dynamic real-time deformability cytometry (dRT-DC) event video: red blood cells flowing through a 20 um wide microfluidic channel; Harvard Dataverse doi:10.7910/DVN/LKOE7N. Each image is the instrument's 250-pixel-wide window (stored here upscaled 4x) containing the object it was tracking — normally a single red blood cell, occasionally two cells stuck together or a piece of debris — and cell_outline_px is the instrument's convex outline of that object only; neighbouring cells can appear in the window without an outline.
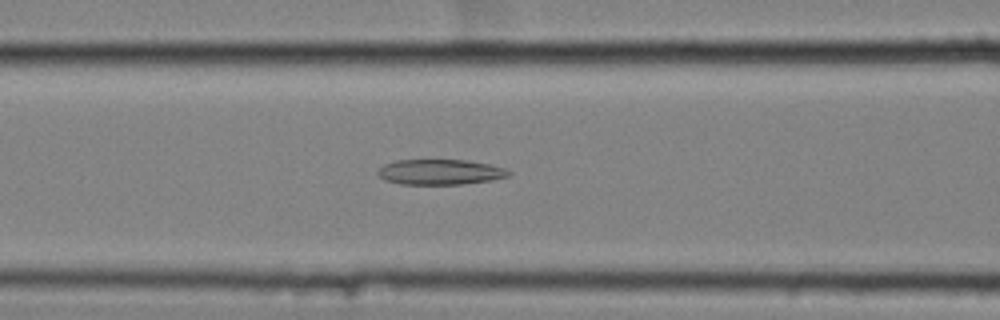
{"species": "common noctule bat (a hibernating species)", "species_latin": "Nyctalus noctula", "temperature_condition": "cold", "stored_images_in_passage": 56, "camera_frame_rate_fps": 3000, "um_per_image_px": 0.085, "animal": {"sex": "female", "body_mass_g": 25.1}, "frame": {"image": 1, "passage_image": 23, "time_ms": 7.333, "image_size_px": [1000, 320], "cell_outline_px": [[512, 172], [508, 176], [492, 180], [460, 184], [400, 184], [384, 180], [376, 172], [384, 164], [396, 160], [468, 160], [488, 164], [504, 168]], "centroid_in_image_um": [37.39, 14.62], "position_along_channel_um": 129.2, "area_um2": 19.25}}
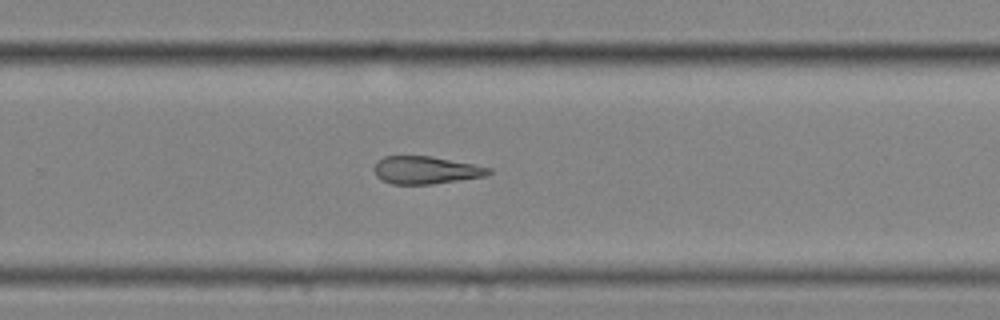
{"frame": {"image": 2, "passage_image": 37, "time_ms": 12.0, "image_size_px": [1000, 320], "cell_outline_px": [[492, 172], [488, 176], [432, 184], [392, 184], [380, 180], [376, 176], [376, 164], [384, 156], [432, 156], [492, 168]], "centroid_in_image_um": [36.24, 14.47], "position_along_channel_um": 293.6, "area_um2": 18.38}}
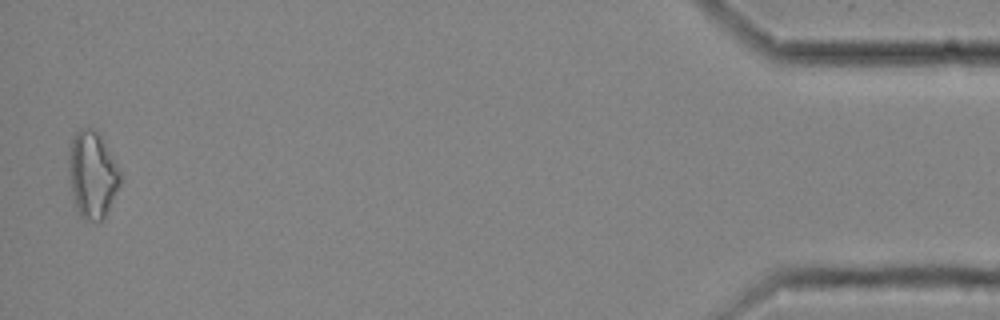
{"frame": {"image": 3, "passage_image": 55, "time_ms": 18.0, "image_size_px": [1000, 320], "cell_outline_px": [[120, 184], [104, 216], [100, 220], [84, 220], [80, 216], [72, 192], [68, 156], [72, 140], [76, 132], [80, 128], [92, 128], [100, 136], [116, 160], [120, 172]], "centroid_in_image_um": [7.86, 14.81], "position_along_channel_um": 427.3, "area_um2": 25.37}, "authors_computed_cell_mechanics": {"area_um2": 20.4612, "velocity_mm_per_s": 3.5303, "shape_relaxation_time_tau1_ms": null, "shape_relaxation_time_tau2_ms": 5.4063, "deformation_change_tau1": null, "deformation_change_tau2": 0.153}}